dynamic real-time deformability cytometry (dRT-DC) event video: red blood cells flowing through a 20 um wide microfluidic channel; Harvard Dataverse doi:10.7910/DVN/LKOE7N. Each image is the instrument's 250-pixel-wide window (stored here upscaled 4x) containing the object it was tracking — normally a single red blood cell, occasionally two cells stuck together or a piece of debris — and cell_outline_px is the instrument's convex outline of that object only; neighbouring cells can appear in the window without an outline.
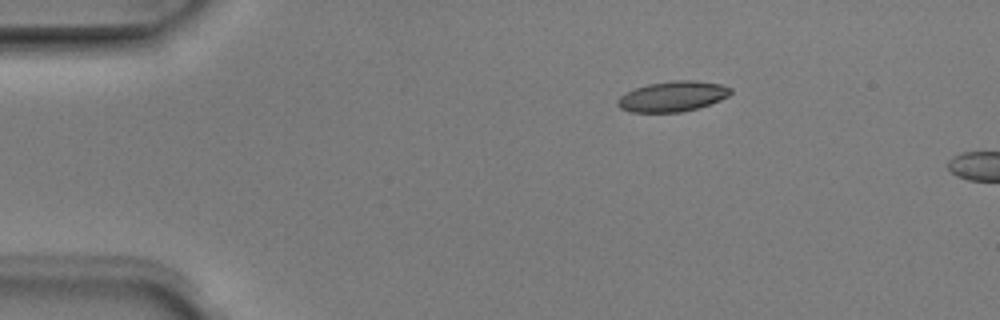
{"species": "Egyptian fruit bat (a non-hibernating species)", "species_latin": "Rousettus aegyptiacus", "temperature_condition": "room temperature", "stored_images_in_passage": 2, "camera_frame_rate_fps": 3000, "um_per_image_px": 0.085, "animal": {"sex": "male"}, "frame": {"image": 1, "passage_image": 1, "time_ms": 0.0, "image_size_px": [1000, 320], "cell_outline_px": [[732, 92], [728, 96], [720, 100], [696, 108], [680, 112], [628, 112], [620, 108], [616, 104], [616, 100], [620, 96], [636, 88], [648, 84], [672, 80], [696, 80], [720, 84], [732, 88]], "centroid_in_image_um": [57.16, 8.19], "position_along_channel_um": 27.8, "area_um2": 19.94}}